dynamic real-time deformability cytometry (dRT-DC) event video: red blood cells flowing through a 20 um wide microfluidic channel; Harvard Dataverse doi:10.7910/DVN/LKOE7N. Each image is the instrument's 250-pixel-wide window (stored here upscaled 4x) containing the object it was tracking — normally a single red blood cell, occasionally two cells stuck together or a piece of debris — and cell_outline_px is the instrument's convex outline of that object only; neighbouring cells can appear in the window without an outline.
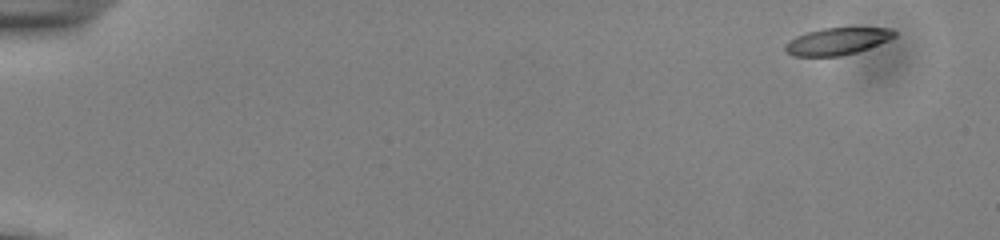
{"species": "common noctule bat (a hibernating species)", "species_latin": "Nyctalus noctula", "temperature_condition": "cold", "stored_images_in_passage": 52, "camera_frame_rate_fps": 3000, "um_per_image_px": 0.085, "animal": {"sex": "male", "body_mass_g": 13.0, "forearm_length_mm": 53.1}, "frame": {"image": 1, "passage_image": 1, "time_ms": 0.0, "image_size_px": [1000, 240], "cell_outline_px": [[896, 36], [888, 40], [856, 52], [840, 56], [792, 56], [784, 52], [784, 48], [796, 36], [808, 32], [824, 28], [892, 28], [896, 32]], "centroid_in_image_um": [71.16, 3.51], "position_along_channel_um": 13.8, "area_um2": 16.94}}
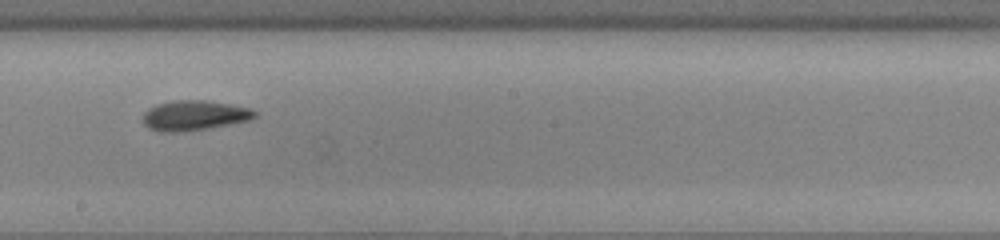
{"frame": {"image": 2, "passage_image": 30, "time_ms": 9.667, "image_size_px": [1000, 240], "cell_outline_px": [[256, 116], [248, 120], [208, 128], [184, 132], [160, 132], [148, 128], [144, 124], [144, 112], [148, 108], [156, 104], [172, 100], [204, 100], [232, 104], [252, 108], [256, 112]], "centroid_in_image_um": [16.49, 9.8], "position_along_channel_um": 231.7, "area_um2": 19.65}}
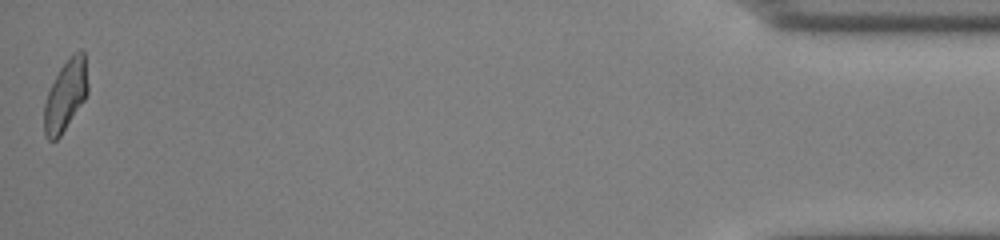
{"frame": {"image": 3, "passage_image": 52, "time_ms": 17.0, "image_size_px": [1000, 240], "cell_outline_px": [[88, 92], [84, 100], [60, 136], [56, 140], [48, 140], [44, 136], [44, 104], [48, 92], [60, 68], [68, 56], [80, 48], [84, 52], [88, 84]], "centroid_in_image_um": [5.57, 8.08], "position_along_channel_um": 429.6, "area_um2": 18.03}, "authors_computed_cell_mechanics": {"area_um2": 18.496, "velocity_mm_per_s": 3.84, "shape_relaxation_time_tau1_ms": 4.6605, "shape_relaxation_time_tau2_ms": 4.6489, "deformation_change_tau1": 0.1466, "deformation_change_tau2": 0.1189}}